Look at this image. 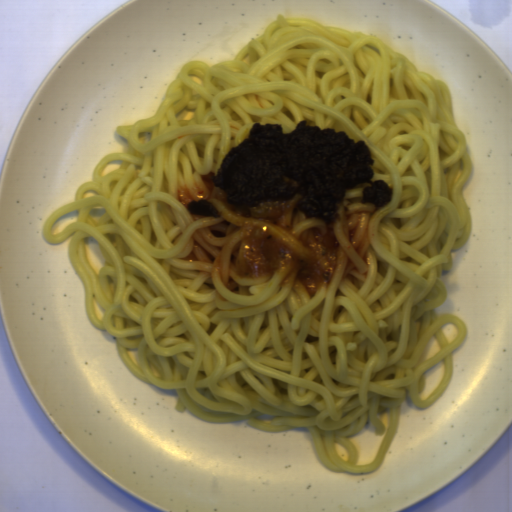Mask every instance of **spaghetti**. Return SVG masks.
<instances>
[{"label":"spaghetti","mask_w":512,"mask_h":512,"mask_svg":"<svg viewBox=\"0 0 512 512\" xmlns=\"http://www.w3.org/2000/svg\"><path fill=\"white\" fill-rule=\"evenodd\" d=\"M304 119L365 140L371 181L393 187L376 210L360 203L370 184H359L337 211L370 213L369 271L352 269L307 294L277 272L243 276L231 290L202 275L187 259L195 220L175 190L216 175L256 121L289 133ZM115 130L122 151L101 158L74 202L42 226L54 244L74 233L67 250L91 324L116 338L138 380L176 391L178 413L267 433L308 428L328 470L380 468L407 393L421 410L434 405L468 332L459 315L434 311L447 296L451 251L472 232L462 189L473 165L449 87L377 35L278 13L233 60H188L155 115ZM448 322L458 332L451 343L441 330ZM433 335L441 349L421 363ZM441 360V383L420 399L423 374ZM387 409L376 458L357 466L348 437L367 423L383 435L376 417Z\"/></svg>","instance_id":"c7327b10"}]
</instances>
